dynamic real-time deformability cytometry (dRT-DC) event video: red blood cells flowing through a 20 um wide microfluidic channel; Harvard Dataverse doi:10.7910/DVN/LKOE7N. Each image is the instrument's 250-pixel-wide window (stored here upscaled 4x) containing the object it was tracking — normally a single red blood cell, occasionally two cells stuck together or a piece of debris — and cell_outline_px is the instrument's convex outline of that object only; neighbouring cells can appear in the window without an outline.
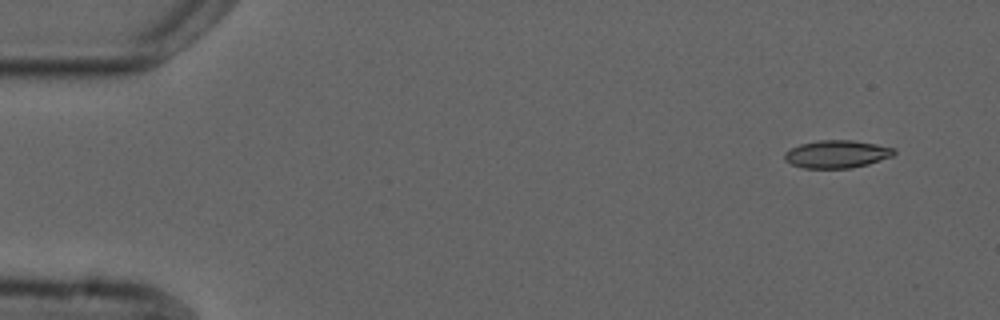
{"species": "common noctule bat (a hibernating species)", "species_latin": "Nyctalus noctula", "temperature_condition": "cold", "stored_images_in_passage": 8, "camera_frame_rate_fps": 3000, "um_per_image_px": 0.085, "animal": {"sex": "male", "forearm_length_mm": 52.5}, "frame": {"image": 1, "passage_image": 1, "time_ms": 0.0, "image_size_px": [1000, 320], "cell_outline_px": [[896, 152], [892, 156], [868, 164], [852, 168], [804, 168], [792, 164], [784, 160], [784, 152], [800, 144], [820, 140], [852, 140], [876, 144], [896, 148]], "centroid_in_image_um": [71.14, 13.1], "position_along_channel_um": 13.9, "area_um2": 17.69}}
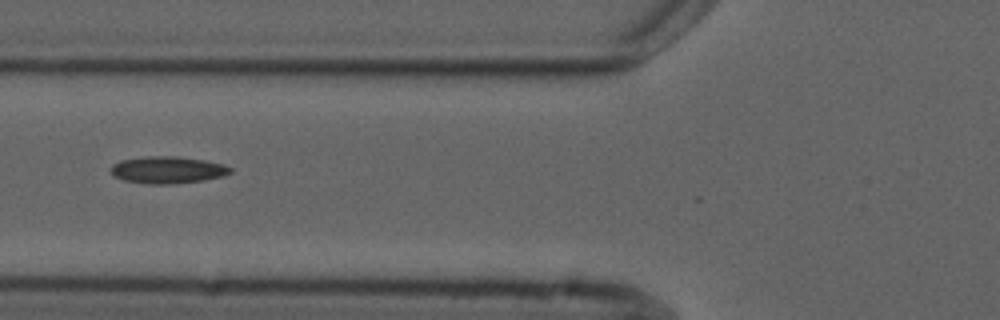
{"frame": {"image": 2, "passage_image": 5, "time_ms": 5.667, "image_size_px": [1000, 320], "cell_outline_px": [[232, 172], [224, 176], [204, 180], [172, 184], [148, 184], [124, 180], [112, 176], [108, 172], [108, 168], [112, 164], [120, 160], [148, 156], [176, 156], [204, 160], [224, 164], [232, 168]], "centroid_in_image_um": [14.2, 14.44], "position_along_channel_um": 111.6, "area_um2": 19.13}}
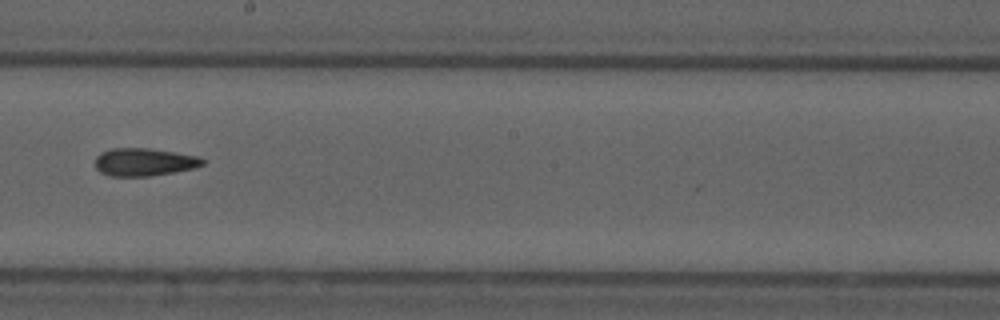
{"frame": {"image": 3, "passage_image": 8, "time_ms": 9.0, "image_size_px": [1000, 320], "cell_outline_px": [[204, 164], [196, 168], [148, 176], [108, 176], [100, 172], [96, 168], [96, 156], [100, 152], [112, 148], [148, 148], [200, 156], [204, 160]], "centroid_in_image_um": [12.25, 13.77], "position_along_channel_um": 236.0, "area_um2": 17.46}}